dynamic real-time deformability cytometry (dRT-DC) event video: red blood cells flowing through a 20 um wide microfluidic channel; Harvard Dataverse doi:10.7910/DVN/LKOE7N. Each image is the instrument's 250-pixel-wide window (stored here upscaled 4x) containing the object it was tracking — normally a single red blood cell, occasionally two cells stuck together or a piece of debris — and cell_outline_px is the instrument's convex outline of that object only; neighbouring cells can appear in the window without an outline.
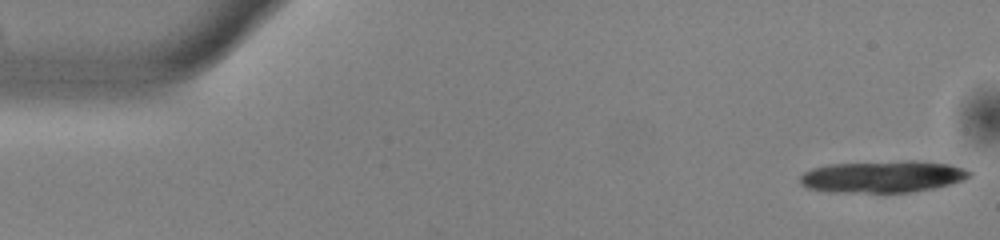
{"species": "common noctule bat (a hibernating species)", "species_latin": "Nyctalus noctula", "temperature_condition": "warm", "stored_images_in_passage": 14, "camera_frame_rate_fps": 3000, "um_per_image_px": 0.085, "animal": {"sex": "male", "body_mass_g": 13.0, "forearm_length_mm": 53.1}, "frame": {"image": 1, "passage_image": 1, "time_ms": 0.0, "image_size_px": [1000, 240], "cell_outline_px": [[972, 176], [964, 180], [932, 188], [912, 192], [832, 192], [808, 188], [800, 184], [800, 176], [804, 172], [812, 168], [828, 164], [904, 160], [916, 160], [948, 164], [964, 168], [972, 172]], "centroid_in_image_um": [75.03, 15.0], "position_along_channel_um": 10.0, "area_um2": 31.62}}